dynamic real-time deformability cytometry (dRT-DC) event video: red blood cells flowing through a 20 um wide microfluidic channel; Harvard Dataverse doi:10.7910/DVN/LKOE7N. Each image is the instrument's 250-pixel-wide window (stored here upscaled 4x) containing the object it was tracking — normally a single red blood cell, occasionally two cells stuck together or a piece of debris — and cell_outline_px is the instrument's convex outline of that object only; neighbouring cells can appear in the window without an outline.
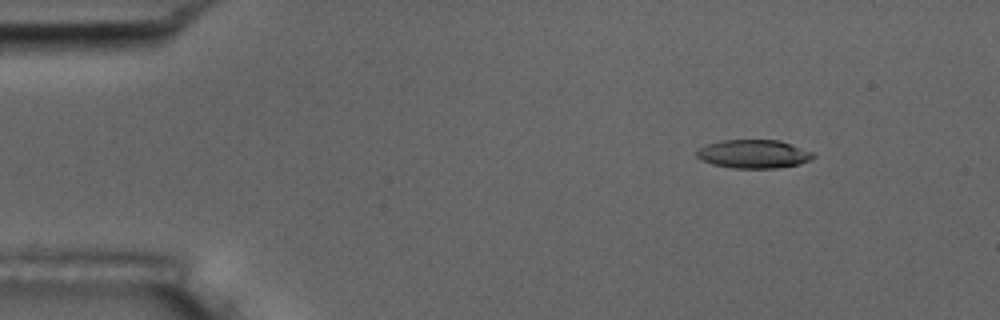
{"species": "common noctule bat (a hibernating species)", "species_latin": "Nyctalus noctula", "temperature_condition": "room temperature", "stored_images_in_passage": 4, "camera_frame_rate_fps": 3000, "um_per_image_px": 0.085, "animal": {"sex": "male", "body_mass_g": 17.5, "forearm_length_mm": 52.3}, "frame": {"image": 1, "passage_image": 1, "time_ms": 0.0, "image_size_px": [1000, 320], "cell_outline_px": [[816, 156], [800, 164], [776, 168], [732, 168], [712, 164], [700, 160], [696, 156], [696, 152], [700, 148], [708, 144], [720, 140], [780, 140], [792, 144], [812, 152]], "centroid_in_image_um": [64.04, 13.09], "position_along_channel_um": 21.0, "area_um2": 19.36}}
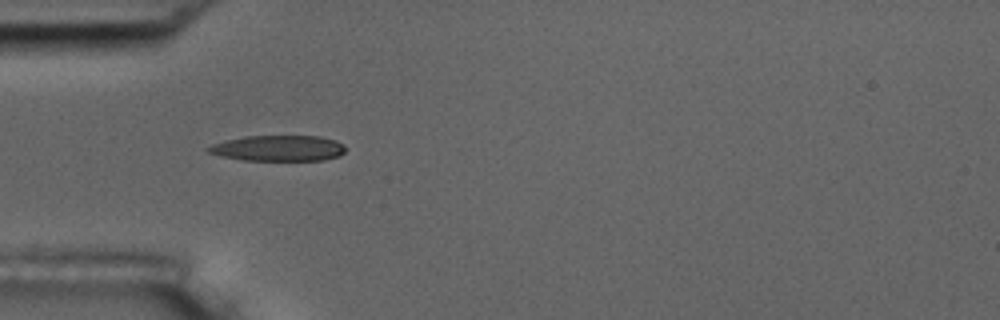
{"frame": {"image": 2, "passage_image": 3, "time_ms": 3.333, "image_size_px": [1000, 320], "cell_outline_px": [[344, 152], [340, 156], [324, 160], [240, 160], [220, 156], [208, 152], [204, 148], [212, 144], [224, 140], [244, 136], [320, 136], [336, 140], [344, 144]], "centroid_in_image_um": [23.63, 12.59], "position_along_channel_um": 61.4, "area_um2": 20.81}}